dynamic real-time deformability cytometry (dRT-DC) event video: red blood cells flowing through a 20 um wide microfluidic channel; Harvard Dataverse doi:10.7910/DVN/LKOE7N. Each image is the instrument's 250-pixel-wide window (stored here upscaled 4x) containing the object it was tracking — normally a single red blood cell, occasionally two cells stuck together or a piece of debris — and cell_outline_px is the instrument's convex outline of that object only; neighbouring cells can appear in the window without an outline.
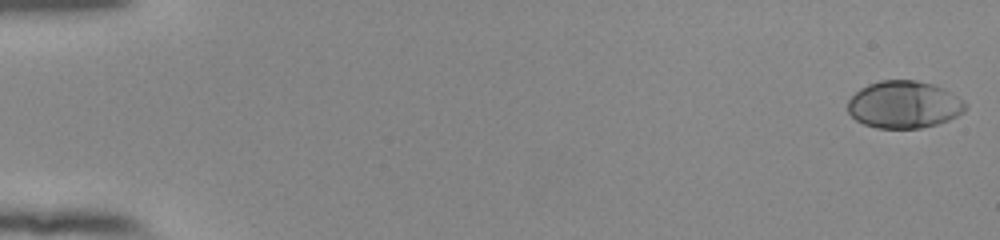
{"species": "human", "species_latin": "Homo sapiens", "temperature_condition": "room temperature", "stored_images_in_passage": 54, "camera_frame_rate_fps": 3000, "um_per_image_px": 0.085, "donor": {"sex": "female"}, "frame": {"image": 1, "passage_image": 1, "time_ms": 0.0, "image_size_px": [1000, 240], "cell_outline_px": [[968, 108], [964, 112], [948, 120], [936, 124], [920, 128], [876, 128], [864, 124], [856, 120], [848, 112], [848, 100], [860, 88], [868, 84], [880, 80], [916, 80], [932, 84], [956, 96], [968, 104]], "centroid_in_image_um": [76.82, 8.89], "position_along_channel_um": 8.2, "area_um2": 32.31}}
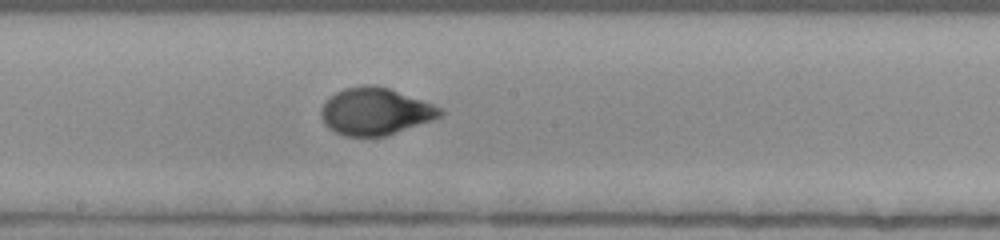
{"frame": {"image": 2, "passage_image": 31, "time_ms": 10.0, "image_size_px": [1000, 240], "cell_outline_px": [[444, 112], [440, 116], [432, 120], [384, 136], [344, 136], [328, 128], [324, 124], [320, 116], [320, 108], [336, 92], [344, 88], [364, 84], [372, 84], [388, 88], [432, 104], [440, 108]], "centroid_in_image_um": [31.85, 9.47], "position_along_channel_um": 216.3, "area_um2": 32.37}}
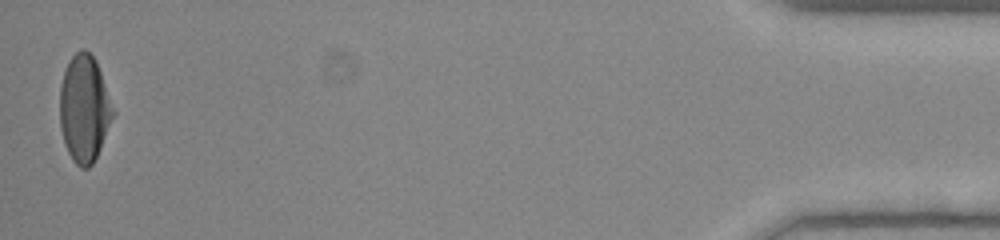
{"frame": {"image": 3, "passage_image": 54, "time_ms": 17.667, "image_size_px": [1000, 240], "cell_outline_px": [[116, 112], [100, 148], [92, 164], [88, 168], [80, 168], [72, 160], [64, 144], [60, 128], [60, 84], [68, 60], [76, 52], [84, 48], [96, 60]], "centroid_in_image_um": [7.16, 9.23], "position_along_channel_um": 428.0, "area_um2": 33.35}, "authors_computed_cell_mechanics": {"area_um2": 32.2524, "velocity_mm_per_s": 3.8526, "shape_relaxation_time_tau1_ms": 3.8651, "shape_relaxation_time_tau2_ms": null, "deformation_change_tau1": 0.1809, "deformation_change_tau2": null}}